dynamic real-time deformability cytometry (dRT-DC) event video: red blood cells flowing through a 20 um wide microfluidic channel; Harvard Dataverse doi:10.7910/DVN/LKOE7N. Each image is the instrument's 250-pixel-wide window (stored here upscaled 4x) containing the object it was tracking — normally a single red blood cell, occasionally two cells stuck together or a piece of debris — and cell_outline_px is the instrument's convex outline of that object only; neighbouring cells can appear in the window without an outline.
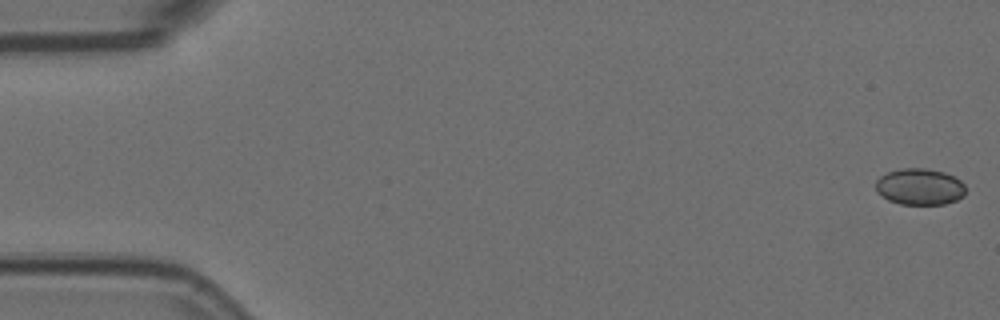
{"species": "Egyptian fruit bat (a non-hibernating species)", "species_latin": "Rousettus aegyptiacus", "temperature_condition": "room temperature", "stored_images_in_passage": 12, "camera_frame_rate_fps": 3000, "um_per_image_px": 0.085, "animal": {"sex": "female"}, "frame": {"image": 1, "passage_image": 1, "time_ms": 0.0, "image_size_px": [1000, 320], "cell_outline_px": [[964, 196], [956, 200], [944, 204], [900, 204], [888, 200], [876, 192], [876, 180], [880, 176], [888, 172], [900, 168], [924, 168], [944, 172], [960, 180], [964, 184]], "centroid_in_image_um": [78.15, 15.87], "position_along_channel_um": 6.8, "area_um2": 19.07}}